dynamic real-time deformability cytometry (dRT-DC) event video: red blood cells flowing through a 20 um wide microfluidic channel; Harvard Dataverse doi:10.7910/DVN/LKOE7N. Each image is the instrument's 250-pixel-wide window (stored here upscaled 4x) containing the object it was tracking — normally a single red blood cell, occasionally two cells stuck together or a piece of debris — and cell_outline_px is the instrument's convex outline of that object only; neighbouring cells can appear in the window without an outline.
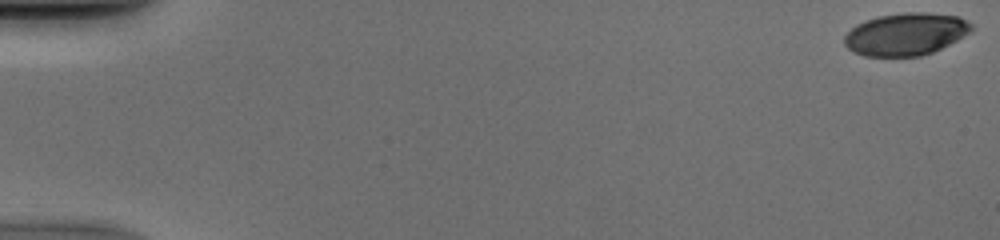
{"species": "human", "species_latin": "Homo sapiens", "temperature_condition": "cold", "stored_images_in_passage": 52, "camera_frame_rate_fps": 3000, "um_per_image_px": 0.085, "donor": {"sex": "male"}, "frame": {"image": 1, "passage_image": 1, "time_ms": 0.0, "image_size_px": [1000, 240], "cell_outline_px": [[972, 28], [968, 32], [956, 40], [932, 52], [920, 56], [864, 56], [852, 52], [844, 44], [844, 36], [856, 24], [876, 16], [904, 12], [928, 12], [960, 16], [972, 24]], "centroid_in_image_um": [76.96, 2.89], "position_along_channel_um": 8.0, "area_um2": 31.39}}
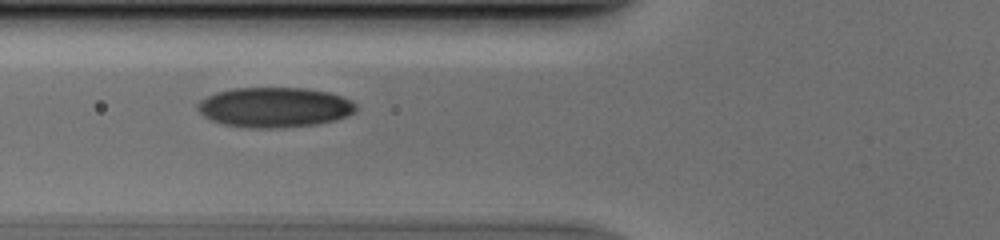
{"frame": {"image": 2, "passage_image": 21, "time_ms": 6.667, "image_size_px": [1000, 240], "cell_outline_px": [[360, 108], [356, 112], [348, 116], [336, 120], [316, 124], [280, 128], [248, 128], [224, 124], [212, 120], [204, 116], [196, 108], [196, 104], [200, 100], [216, 92], [232, 88], [304, 88], [328, 92], [352, 100]], "centroid_in_image_um": [23.36, 9.12], "position_along_channel_um": 102.4, "area_um2": 37.22}}
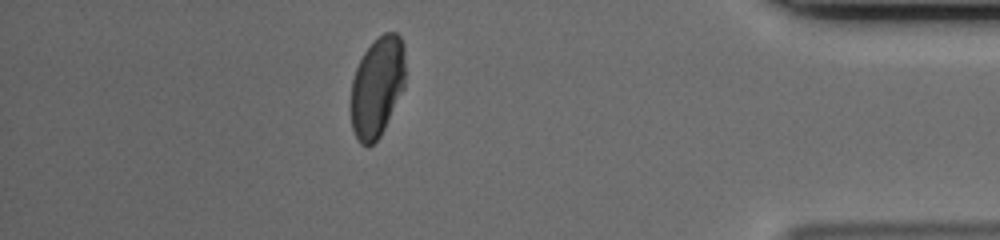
{"frame": {"image": 3, "passage_image": 46, "time_ms": 15.0, "image_size_px": [1000, 240], "cell_outline_px": [[404, 88], [380, 136], [368, 148], [360, 144], [356, 140], [352, 128], [348, 108], [348, 104], [352, 80], [356, 68], [364, 52], [384, 32], [396, 32], [400, 36], [404, 44]], "centroid_in_image_um": [32.01, 7.44], "position_along_channel_um": 403.2, "area_um2": 32.31}}